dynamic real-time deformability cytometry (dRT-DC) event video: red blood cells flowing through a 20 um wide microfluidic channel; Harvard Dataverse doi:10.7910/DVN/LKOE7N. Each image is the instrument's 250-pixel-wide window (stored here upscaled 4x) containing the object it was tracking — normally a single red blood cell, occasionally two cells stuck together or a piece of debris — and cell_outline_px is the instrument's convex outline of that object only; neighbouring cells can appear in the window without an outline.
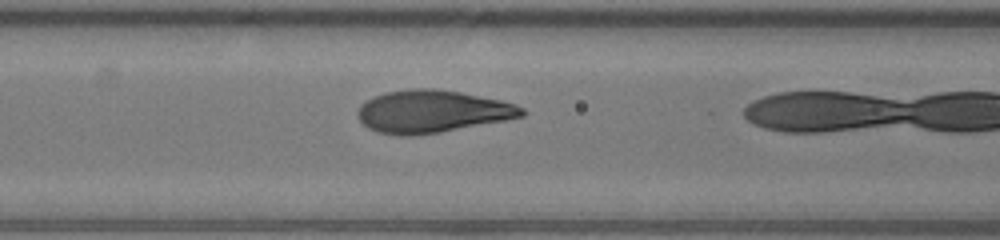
{"species": "human", "species_latin": "Homo sapiens", "temperature_condition": "warm", "stored_images_in_passage": 16, "camera_frame_rate_fps": 3000, "um_per_image_px": 0.085, "donor": {"sex": "male"}, "frame": {"image": 1, "passage_image": 15, "time_ms": 4.667, "image_size_px": [1000, 240], "cell_outline_px": [[528, 112], [524, 116], [504, 120], [440, 132], [412, 136], [400, 136], [376, 132], [368, 128], [356, 116], [356, 112], [360, 104], [376, 96], [388, 92], [412, 88], [436, 88], [460, 92], [500, 100], [516, 104], [524, 108]], "centroid_in_image_um": [36.73, 9.48], "position_along_channel_um": 129.9, "area_um2": 40.69}}